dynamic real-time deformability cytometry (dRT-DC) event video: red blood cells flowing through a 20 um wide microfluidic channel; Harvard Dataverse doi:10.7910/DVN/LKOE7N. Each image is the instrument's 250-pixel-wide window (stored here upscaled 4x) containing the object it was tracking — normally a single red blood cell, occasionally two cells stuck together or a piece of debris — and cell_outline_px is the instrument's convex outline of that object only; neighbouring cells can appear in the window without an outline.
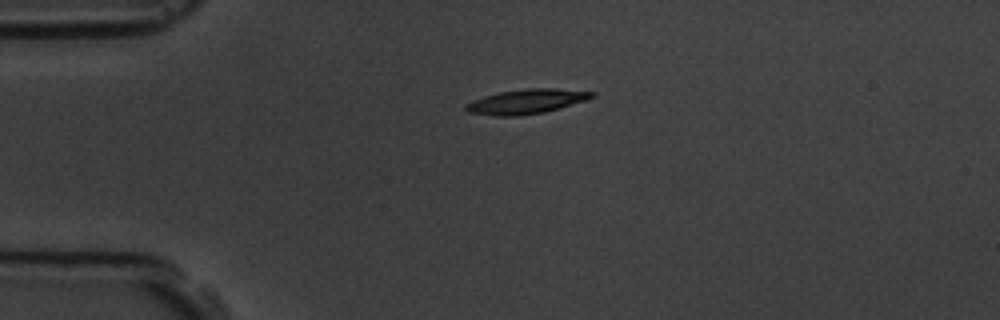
{"species": "common noctule bat (a hibernating species)", "species_latin": "Nyctalus noctula", "temperature_condition": "room temperature", "stored_images_in_passage": 1, "camera_frame_rate_fps": 3000, "um_per_image_px": 0.085, "animal": {"sex": "male", "body_mass_g": 19.5, "forearm_length_mm": 54.6}, "frame": {"image": 1, "passage_image": 1, "time_ms": 0.0, "image_size_px": [1000, 320], "cell_outline_px": [[596, 96], [584, 100], [544, 112], [516, 116], [496, 116], [468, 112], [464, 108], [464, 104], [472, 100], [484, 96], [500, 92], [524, 88], [556, 88], [596, 92]], "centroid_in_image_um": [44.7, 8.62], "position_along_channel_um": 40.3, "area_um2": 17.98}}